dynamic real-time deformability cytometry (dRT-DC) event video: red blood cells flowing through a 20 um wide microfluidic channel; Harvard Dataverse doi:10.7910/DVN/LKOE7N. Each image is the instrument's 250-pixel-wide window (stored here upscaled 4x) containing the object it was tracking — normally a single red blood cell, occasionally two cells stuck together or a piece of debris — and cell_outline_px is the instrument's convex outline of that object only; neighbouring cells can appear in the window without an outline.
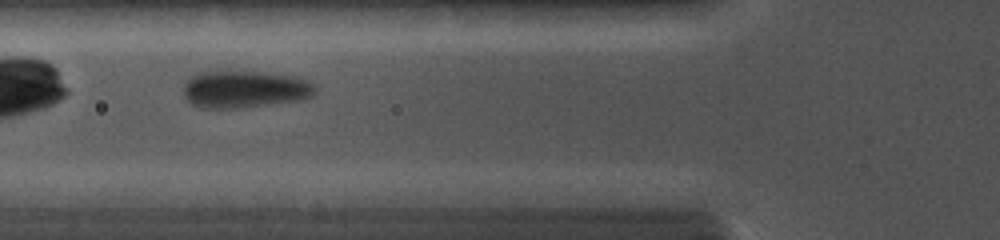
{"species": "common noctule bat (a hibernating species)", "species_latin": "Nyctalus noctula", "temperature_condition": "cold", "stored_images_in_passage": 21, "camera_frame_rate_fps": 5000, "um_per_image_px": 0.085, "animal": {"sex": "female", "body_mass_g": 19.0, "forearm_length_mm": 56.7}, "frame": {"image": 1, "passage_image": 5, "time_ms": 1.4, "image_size_px": [1000, 240], "cell_outline_px": [[316, 92], [312, 96], [300, 100], [240, 108], [200, 108], [192, 104], [184, 96], [184, 84], [196, 72], [252, 72], [296, 76], [308, 80], [316, 88]], "centroid_in_image_um": [20.8, 7.6], "position_along_channel_um": 105.0, "area_um2": 28.38}}
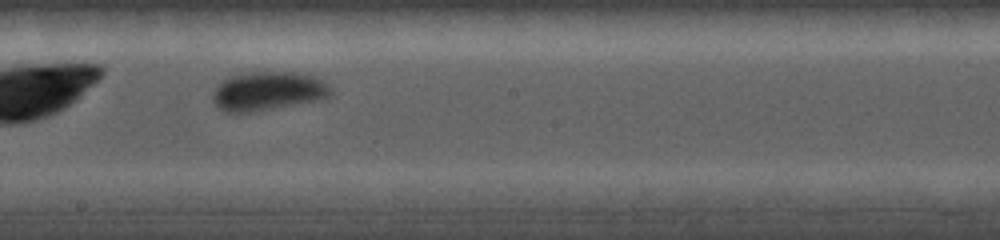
{"frame": {"image": 2, "passage_image": 13, "time_ms": 4.2, "image_size_px": [1000, 240], "cell_outline_px": [[332, 96], [328, 100], [252, 112], [224, 112], [212, 100], [212, 96], [216, 84], [228, 76], [248, 72], [300, 72], [316, 76], [324, 80], [332, 88]], "centroid_in_image_um": [22.86, 7.74], "position_along_channel_um": 225.3, "area_um2": 27.69}}
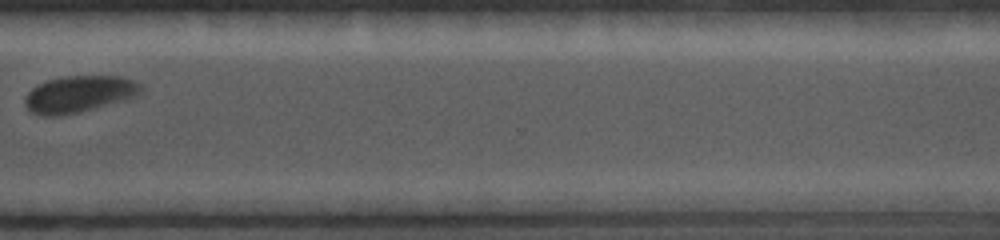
{"frame": {"image": 3, "passage_image": 19, "time_ms": 7.4, "image_size_px": [1000, 240], "cell_outline_px": [[144, 88], [140, 96], [60, 116], [44, 116], [32, 112], [24, 104], [24, 100], [28, 92], [32, 88], [48, 80], [68, 76], [120, 76], [132, 80], [140, 84]], "centroid_in_image_um": [6.75, 7.99], "position_along_channel_um": 363.8, "area_um2": 24.57}}